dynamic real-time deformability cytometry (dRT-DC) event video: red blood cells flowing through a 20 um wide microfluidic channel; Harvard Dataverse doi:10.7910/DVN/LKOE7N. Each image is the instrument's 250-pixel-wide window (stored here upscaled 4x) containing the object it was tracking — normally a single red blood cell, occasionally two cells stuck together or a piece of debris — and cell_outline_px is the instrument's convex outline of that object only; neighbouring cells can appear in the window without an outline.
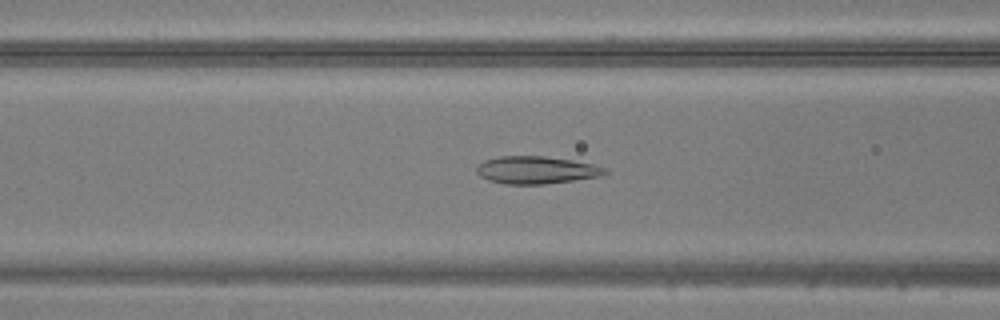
{"species": "common noctule bat (a hibernating species)", "species_latin": "Nyctalus noctula", "temperature_condition": "warm", "stored_images_in_passage": 48, "camera_frame_rate_fps": 3000, "um_per_image_px": 0.085, "animal": {"sex": "male", "body_mass_g": 20.5, "forearm_length_mm": 52.5}, "frame": {"image": 1, "passage_image": 19, "time_ms": 6.0, "image_size_px": [1000, 320], "cell_outline_px": [[608, 172], [600, 176], [544, 184], [504, 184], [488, 180], [480, 176], [476, 172], [476, 164], [484, 160], [500, 156], [544, 156], [572, 160], [592, 164], [608, 168]], "centroid_in_image_um": [45.55, 14.45], "position_along_channel_um": 121.1, "area_um2": 20.63}}
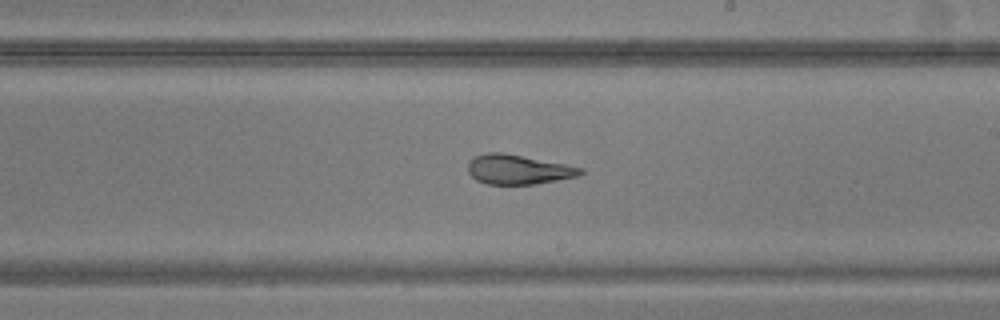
{"frame": {"image": 2, "passage_image": 28, "time_ms": 9.0, "image_size_px": [1000, 320], "cell_outline_px": [[584, 172], [580, 176], [536, 184], [488, 184], [476, 180], [468, 172], [468, 164], [476, 156], [484, 152], [504, 152], [584, 168]], "centroid_in_image_um": [44.07, 14.4], "position_along_channel_um": 244.9, "area_um2": 19.42}}
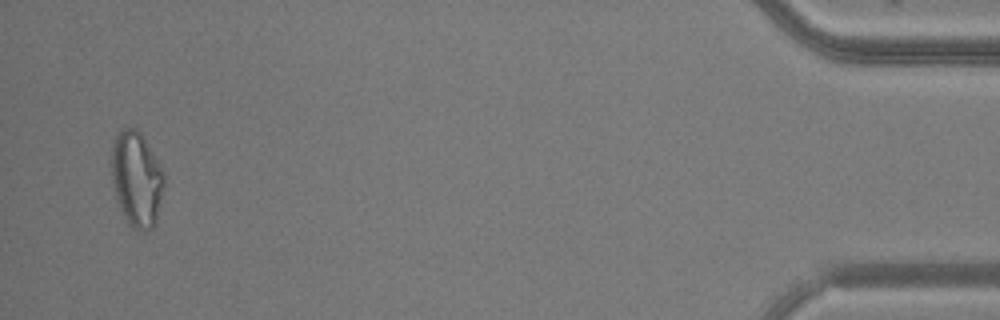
{"frame": {"image": 3, "passage_image": 47, "time_ms": 15.333, "image_size_px": [1000, 320], "cell_outline_px": [[164, 184], [156, 224], [152, 228], [144, 232], [140, 232], [132, 228], [124, 220], [116, 200], [112, 188], [112, 144], [120, 128], [136, 128], [140, 132], [148, 144], [164, 172]], "centroid_in_image_um": [11.6, 15.27], "position_along_channel_um": 423.6, "area_um2": 29.65}}